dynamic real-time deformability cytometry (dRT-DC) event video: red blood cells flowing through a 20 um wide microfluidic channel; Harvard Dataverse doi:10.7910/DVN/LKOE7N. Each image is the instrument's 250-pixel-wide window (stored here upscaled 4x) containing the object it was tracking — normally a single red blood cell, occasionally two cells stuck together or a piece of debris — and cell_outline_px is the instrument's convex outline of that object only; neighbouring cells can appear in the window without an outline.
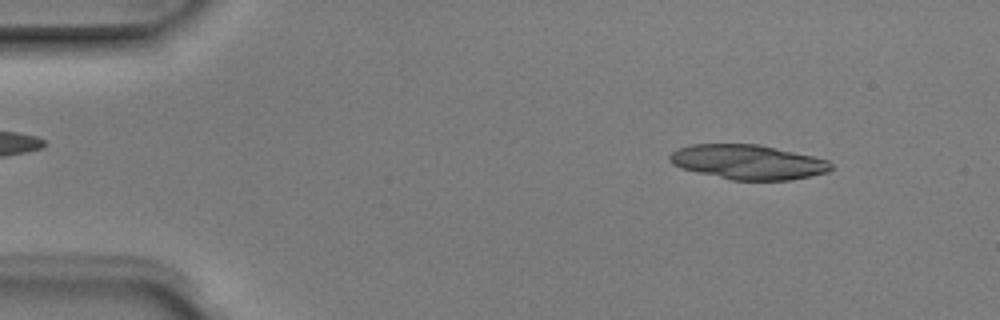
{"species": "Egyptian fruit bat (a non-hibernating species)", "species_latin": "Rousettus aegyptiacus", "temperature_condition": "room temperature", "stored_images_in_passage": 5, "camera_frame_rate_fps": 3000, "um_per_image_px": 0.085, "animal": {"sex": "male"}, "frame": {"image": 1, "passage_image": 1, "time_ms": 0.0, "image_size_px": [1000, 320], "cell_outline_px": [[832, 168], [828, 172], [788, 180], [732, 180], [680, 168], [672, 164], [668, 160], [668, 156], [672, 152], [680, 148], [692, 144], [756, 144], [776, 148], [812, 156], [828, 160], [832, 164]], "centroid_in_image_um": [63.55, 13.77], "position_along_channel_um": 21.5, "area_um2": 32.31}}
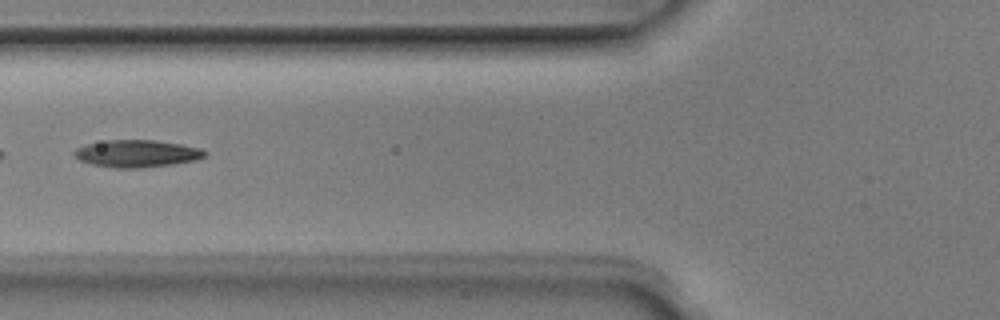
{"frame": {"image": 2, "passage_image": 5, "time_ms": 1.333, "image_size_px": [1000, 320], "cell_outline_px": [[208, 152], [204, 156], [196, 160], [172, 164], [140, 168], [112, 168], [92, 164], [80, 160], [72, 152], [76, 148], [88, 144], [108, 140], [156, 140], [180, 144], [200, 148]], "centroid_in_image_um": [11.64, 13.05], "position_along_channel_um": 114.2, "area_um2": 20.63}}